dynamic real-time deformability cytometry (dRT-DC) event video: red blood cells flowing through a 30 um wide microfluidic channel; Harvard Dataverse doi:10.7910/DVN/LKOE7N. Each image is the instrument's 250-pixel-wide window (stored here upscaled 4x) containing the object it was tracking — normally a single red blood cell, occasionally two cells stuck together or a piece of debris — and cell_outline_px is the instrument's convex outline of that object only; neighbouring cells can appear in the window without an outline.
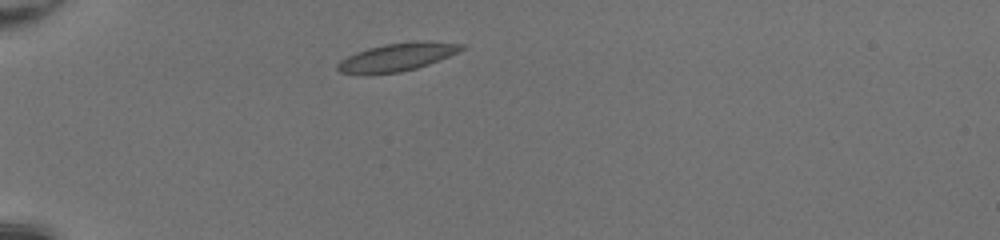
{"species": "common noctule bat (a hibernating species)", "species_latin": "Nyctalus noctula", "temperature_condition": "room temperature", "stored_images_in_passage": 35, "camera_frame_rate_fps": 3000, "um_per_image_px": 0.085, "animal": {"sex": "female", "body_mass_g": 20.0, "forearm_length_mm": 54.0}, "frame": {"image": 1, "passage_image": 1, "time_ms": 0.0, "image_size_px": [1000, 240], "cell_outline_px": [[468, 48], [428, 64], [416, 68], [400, 72], [368, 76], [340, 72], [336, 68], [336, 64], [340, 60], [356, 52], [368, 48], [384, 44], [424, 40], [464, 44]], "centroid_in_image_um": [33.73, 4.87], "position_along_channel_um": 51.3, "area_um2": 20.58}}
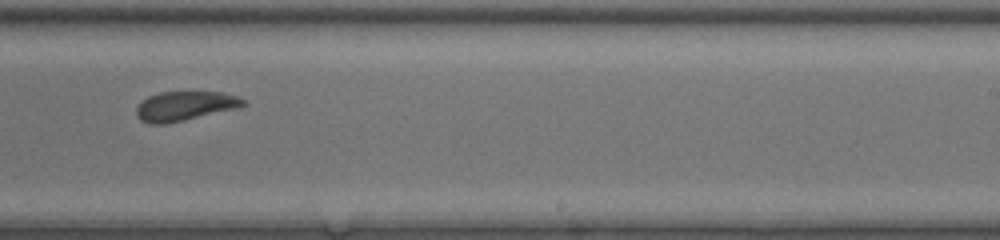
{"frame": {"image": 2, "passage_image": 19, "time_ms": 6.0, "image_size_px": [1000, 240], "cell_outline_px": [[248, 104], [240, 108], [168, 124], [148, 124], [140, 120], [136, 116], [136, 108], [148, 96], [160, 92], [220, 92], [236, 96], [248, 100]], "centroid_in_image_um": [15.76, 9.03], "position_along_channel_um": 273.2, "area_um2": 18.61}}
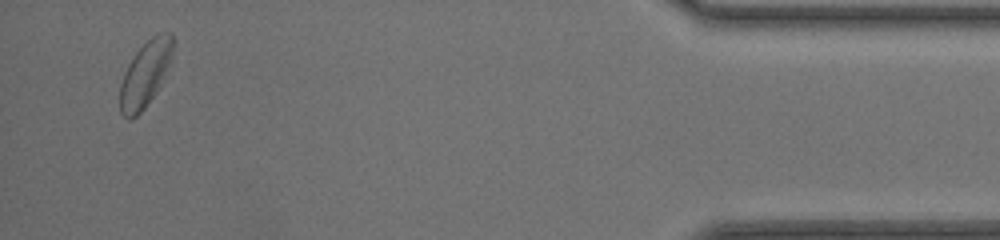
{"frame": {"image": 3, "passage_image": 34, "time_ms": 11.0, "image_size_px": [1000, 240], "cell_outline_px": [[176, 40], [168, 64], [160, 84], [156, 92], [144, 108], [132, 120], [128, 120], [120, 112], [120, 84], [124, 72], [128, 64], [136, 52], [152, 36], [160, 32], [172, 32]], "centroid_in_image_um": [12.34, 6.27], "position_along_channel_um": 422.9, "area_um2": 20.11}, "authors_computed_cell_mechanics": {"area_um2": 18.9006, "velocity_mm_per_s": 4.2265, "shape_relaxation_time_tau1_ms": 3.5426, "shape_relaxation_time_tau2_ms": 4.0216, "deformation_change_tau1": 0.079, "deformation_change_tau2": 0.1065}}